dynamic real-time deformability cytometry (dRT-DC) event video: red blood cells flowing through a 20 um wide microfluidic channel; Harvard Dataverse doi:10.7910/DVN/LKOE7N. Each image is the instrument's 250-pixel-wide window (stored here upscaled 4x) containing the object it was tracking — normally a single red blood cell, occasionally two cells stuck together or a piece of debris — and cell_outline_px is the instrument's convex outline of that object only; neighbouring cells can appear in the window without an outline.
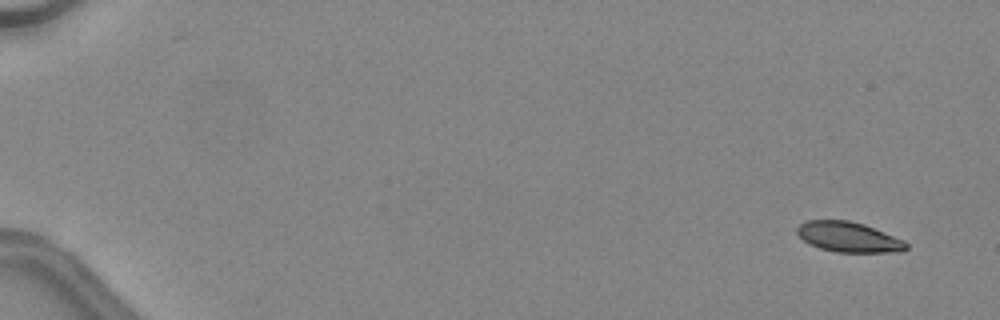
{"species": "common noctule bat (a hibernating species)", "species_latin": "Nyctalus noctula", "temperature_condition": "warm", "stored_images_in_passage": 47, "camera_frame_rate_fps": 3000, "um_per_image_px": 0.085, "animal": {"sex": "female", "body_mass_g": 24.6, "forearm_length_mm": 56.2}, "frame": {"image": 1, "passage_image": 1, "time_ms": 0.0, "image_size_px": [1000, 320], "cell_outline_px": [[908, 248], [904, 252], [836, 252], [820, 248], [808, 244], [796, 232], [796, 228], [804, 220], [848, 220], [864, 224], [904, 240], [908, 244]], "centroid_in_image_um": [72.13, 20.15], "position_along_channel_um": 12.9, "area_um2": 19.31}}
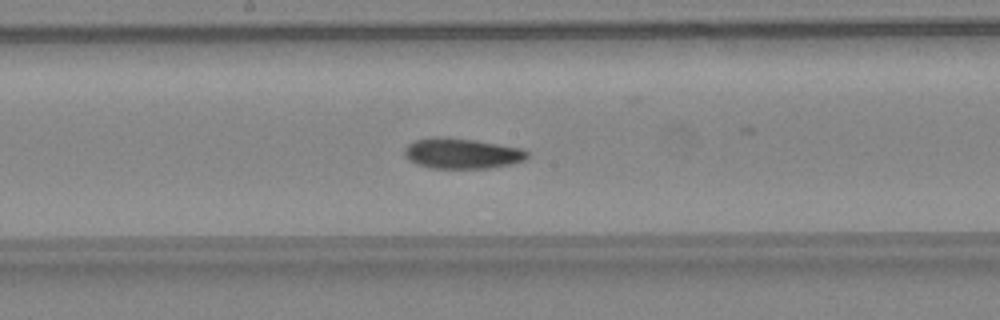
{"frame": {"image": 2, "passage_image": 26, "time_ms": 8.333, "image_size_px": [1000, 320], "cell_outline_px": [[528, 156], [524, 160], [512, 164], [492, 168], [428, 168], [416, 164], [408, 160], [404, 156], [404, 148], [408, 144], [416, 140], [476, 140], [524, 148], [528, 152]], "centroid_in_image_um": [39.33, 13.09], "position_along_channel_um": 208.9, "area_um2": 21.21}}
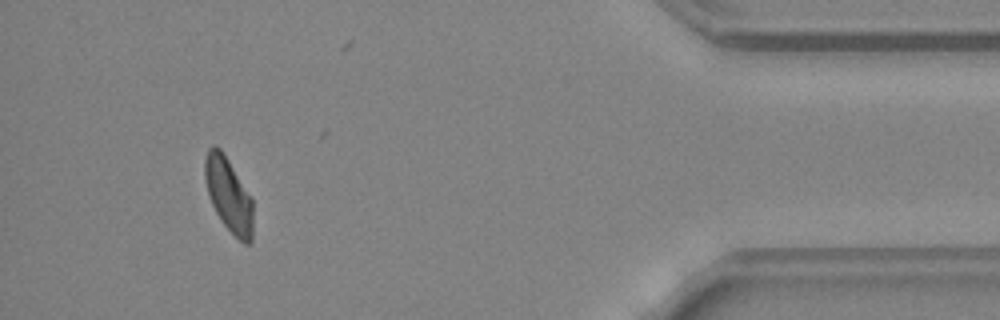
{"frame": {"image": 3, "passage_image": 43, "time_ms": 14.0, "image_size_px": [1000, 320], "cell_outline_px": [[252, 240], [248, 244], [244, 244], [220, 220], [208, 196], [204, 180], [204, 160], [208, 148], [212, 144], [216, 144], [220, 148], [252, 196]], "centroid_in_image_um": [19.41, 16.51], "position_along_channel_um": 415.8, "area_um2": 20.92}, "authors_computed_cell_mechanics": {"area_um2": 21.2126, "velocity_mm_per_s": 4.5415, "shape_relaxation_time_tau1_ms": 9.8527, "shape_relaxation_time_tau2_ms": 4.8812, "deformation_change_tau1": 0.2115, "deformation_change_tau2": 0.1155}}